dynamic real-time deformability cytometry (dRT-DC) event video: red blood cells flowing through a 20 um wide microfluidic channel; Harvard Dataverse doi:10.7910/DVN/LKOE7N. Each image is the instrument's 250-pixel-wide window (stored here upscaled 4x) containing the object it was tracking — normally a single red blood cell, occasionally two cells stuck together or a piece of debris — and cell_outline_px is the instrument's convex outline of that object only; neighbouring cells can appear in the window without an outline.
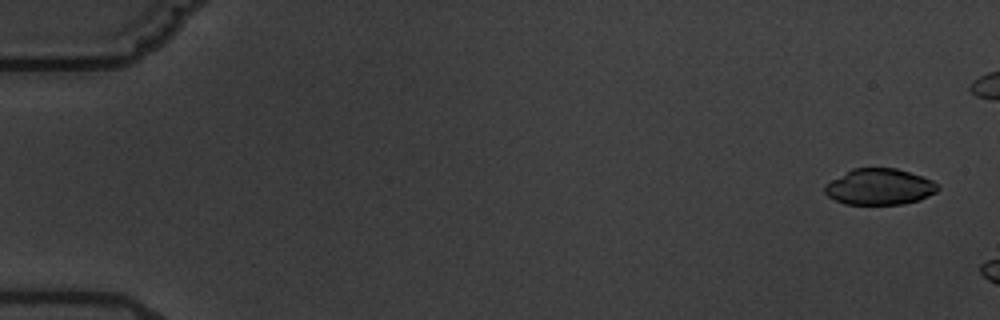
{"species": "common noctule bat (a hibernating species)", "species_latin": "Nyctalus noctula", "temperature_condition": "warm", "stored_images_in_passage": 3, "camera_frame_rate_fps": 3000, "um_per_image_px": 0.085, "animal": {"sex": "male", "body_mass_g": 19.5, "forearm_length_mm": 54.6}, "frame": {"image": 1, "passage_image": 1, "time_ms": 0.0, "image_size_px": [1000, 320], "cell_outline_px": [[940, 188], [936, 192], [920, 200], [904, 204], [844, 204], [828, 196], [824, 192], [824, 188], [832, 180], [852, 168], [896, 168], [924, 176], [932, 180]], "centroid_in_image_um": [74.79, 15.88], "position_along_channel_um": 10.2, "area_um2": 23.76}}